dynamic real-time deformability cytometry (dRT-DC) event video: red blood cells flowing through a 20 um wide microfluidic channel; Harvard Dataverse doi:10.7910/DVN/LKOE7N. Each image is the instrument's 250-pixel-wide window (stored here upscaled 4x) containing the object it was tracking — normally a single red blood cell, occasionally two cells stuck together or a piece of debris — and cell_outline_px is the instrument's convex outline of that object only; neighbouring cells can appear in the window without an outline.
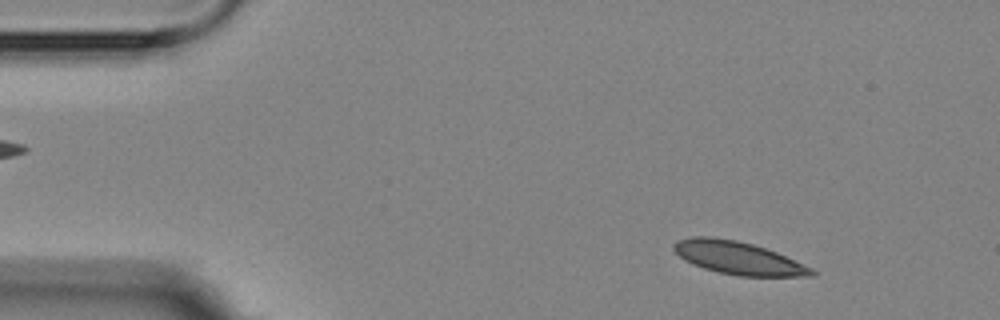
{"species": "Egyptian fruit bat (a non-hibernating species)", "species_latin": "Rousettus aegyptiacus", "temperature_condition": "room temperature", "stored_images_in_passage": 4, "camera_frame_rate_fps": 3000, "um_per_image_px": 0.085, "animal": {"sex": "female"}, "frame": {"image": 1, "passage_image": 1, "time_ms": 0.0, "image_size_px": [1000, 320], "cell_outline_px": [[816, 276], [740, 276], [720, 272], [704, 268], [692, 264], [684, 260], [672, 248], [672, 244], [676, 240], [688, 236], [712, 236], [736, 240], [752, 244], [776, 252], [812, 268], [816, 272]], "centroid_in_image_um": [62.69, 21.91], "position_along_channel_um": 22.3, "area_um2": 26.36}}
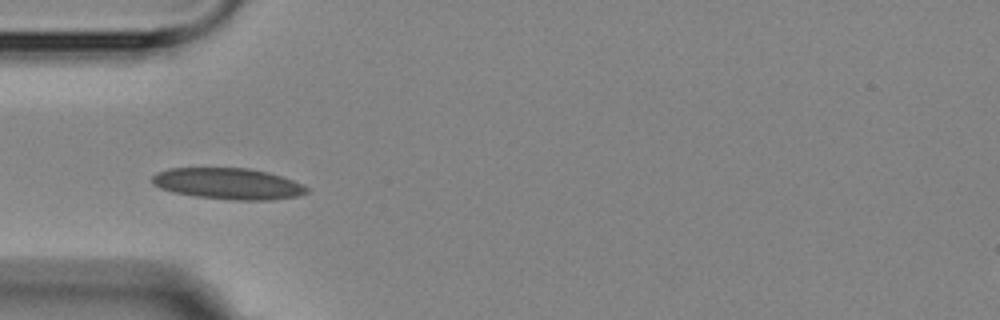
{"frame": {"image": 2, "passage_image": 3, "time_ms": 3.333, "image_size_px": [1000, 320], "cell_outline_px": [[308, 192], [296, 196], [272, 200], [232, 200], [192, 196], [172, 192], [160, 188], [152, 184], [152, 176], [156, 172], [168, 168], [248, 168], [268, 172], [292, 180], [308, 188]], "centroid_in_image_um": [19.33, 15.61], "position_along_channel_um": 65.7, "area_um2": 28.21}}
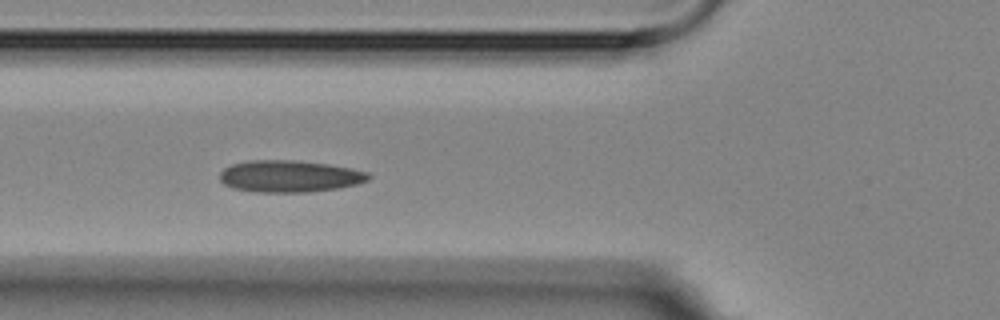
{"frame": {"image": 3, "passage_image": 4, "time_ms": 4.333, "image_size_px": [1000, 320], "cell_outline_px": [[372, 176], [368, 180], [356, 184], [340, 188], [308, 192], [256, 192], [232, 188], [224, 184], [220, 180], [220, 172], [224, 168], [232, 164], [248, 160], [296, 160], [328, 164], [352, 168], [368, 172]], "centroid_in_image_um": [24.62, 14.98], "position_along_channel_um": 101.2, "area_um2": 27.8}}